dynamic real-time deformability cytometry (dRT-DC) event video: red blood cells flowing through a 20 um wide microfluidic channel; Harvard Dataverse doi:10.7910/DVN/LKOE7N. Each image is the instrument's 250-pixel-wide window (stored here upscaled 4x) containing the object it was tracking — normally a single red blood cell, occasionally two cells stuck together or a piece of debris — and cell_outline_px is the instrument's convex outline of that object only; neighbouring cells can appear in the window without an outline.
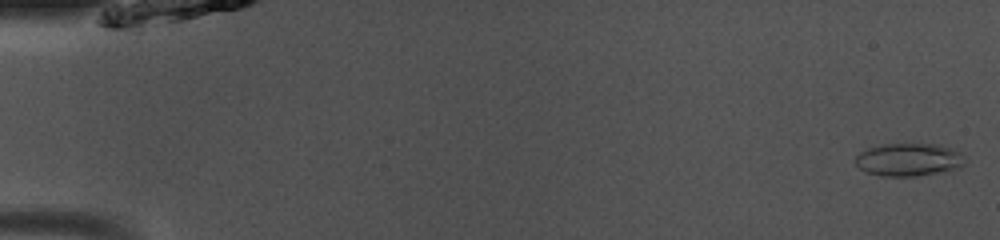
{"species": "common noctule bat (a hibernating species)", "species_latin": "Nyctalus noctula", "temperature_condition": "room temperature", "stored_images_in_passage": 49, "camera_frame_rate_fps": 3000, "um_per_image_px": 0.085, "animal": {"sex": "male", "body_mass_g": 13.0, "forearm_length_mm": 53.1}, "frame": {"image": 1, "passage_image": 1, "time_ms": 0.0, "image_size_px": [1000, 240], "cell_outline_px": [[964, 164], [960, 168], [916, 176], [880, 176], [868, 172], [860, 168], [856, 164], [856, 156], [860, 152], [868, 148], [884, 144], [936, 144], [960, 152], [964, 156]], "centroid_in_image_um": [77.24, 13.57], "position_along_channel_um": 7.8, "area_um2": 20.75}}
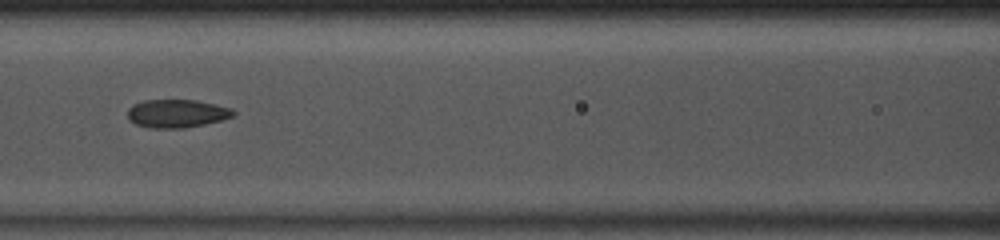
{"frame": {"image": 2, "passage_image": 22, "time_ms": 7.0, "image_size_px": [1000, 240], "cell_outline_px": [[236, 112], [232, 116], [220, 120], [204, 124], [184, 128], [152, 128], [136, 124], [128, 120], [128, 108], [132, 104], [144, 100], [196, 100], [232, 108]], "centroid_in_image_um": [15.0, 9.64], "position_along_channel_um": 151.6, "area_um2": 17.34}}
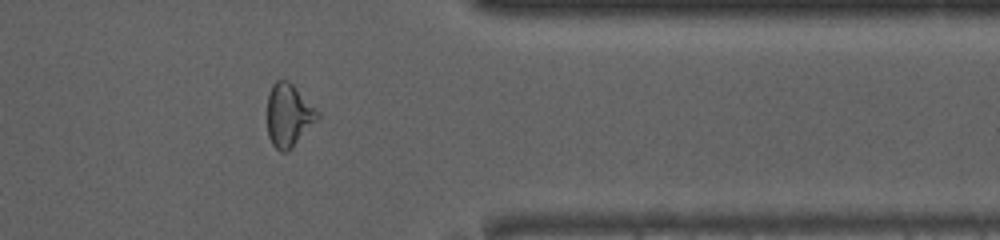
{"frame": {"image": 3, "passage_image": 40, "time_ms": 13.0, "image_size_px": [1000, 240], "cell_outline_px": [[320, 116], [284, 152], [280, 152], [272, 144], [268, 136], [268, 92], [272, 84], [276, 80], [288, 80], [320, 112]], "centroid_in_image_um": [24.5, 9.73], "position_along_channel_um": 386.9, "area_um2": 17.8}, "authors_computed_cell_mechanics": {"area_um2": 18.3804, "velocity_mm_per_s": 4.073, "shape_relaxation_time_tau1_ms": null, "shape_relaxation_time_tau2_ms": 1.5686, "deformation_change_tau1": null, "deformation_change_tau2": 0.089}}